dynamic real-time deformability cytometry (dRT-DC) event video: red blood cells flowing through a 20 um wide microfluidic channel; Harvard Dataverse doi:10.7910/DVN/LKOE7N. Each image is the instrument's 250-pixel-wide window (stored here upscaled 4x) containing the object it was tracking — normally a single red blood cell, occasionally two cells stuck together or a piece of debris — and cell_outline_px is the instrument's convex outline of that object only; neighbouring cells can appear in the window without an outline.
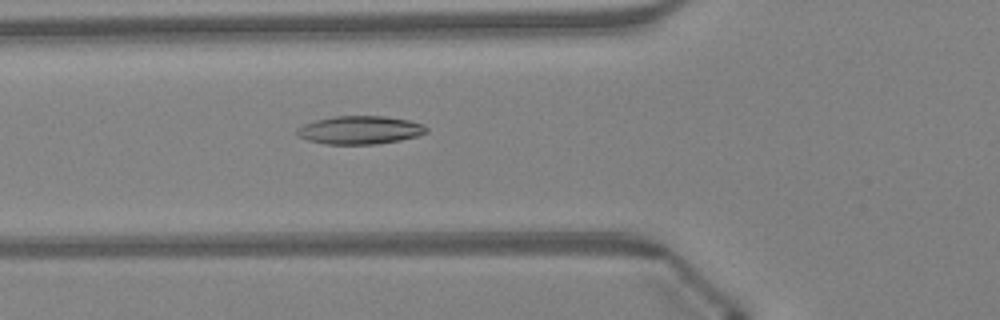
{"species": "Egyptian fruit bat (a non-hibernating species)", "species_latin": "Rousettus aegyptiacus", "temperature_condition": "warm", "stored_images_in_passage": 47, "camera_frame_rate_fps": 3000, "um_per_image_px": 0.085, "animal": {"sex": "female"}, "frame": {"image": 1, "passage_image": 17, "time_ms": 5.333, "image_size_px": [1000, 320], "cell_outline_px": [[428, 132], [416, 136], [400, 140], [376, 144], [328, 144], [308, 140], [300, 136], [296, 132], [296, 128], [304, 124], [316, 120], [336, 116], [384, 116], [408, 120], [424, 124], [428, 128]], "centroid_in_image_um": [30.62, 11.05], "position_along_channel_um": 95.2, "area_um2": 21.15}}
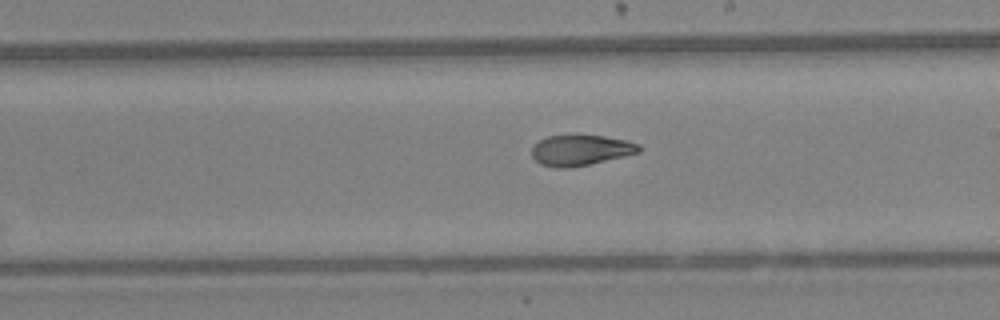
{"frame": {"image": 2, "passage_image": 27, "time_ms": 8.667, "image_size_px": [1000, 320], "cell_outline_px": [[640, 152], [624, 156], [588, 164], [568, 168], [556, 168], [540, 164], [532, 156], [532, 148], [540, 140], [548, 136], [604, 136], [624, 140], [640, 144]], "centroid_in_image_um": [49.35, 12.78], "position_along_channel_um": 239.7, "area_um2": 18.73}}
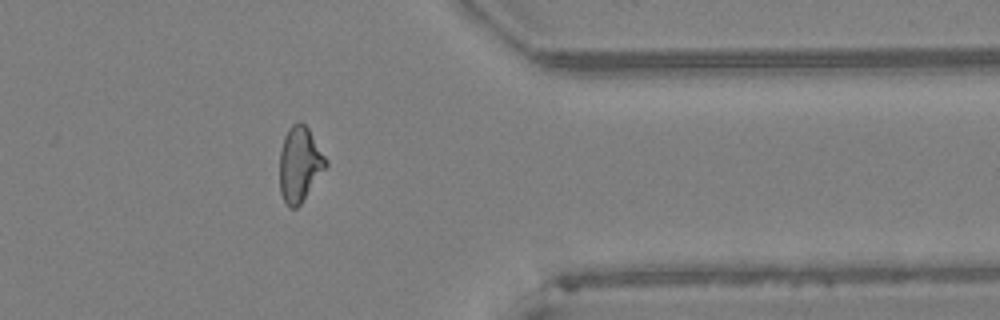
{"frame": {"image": 3, "passage_image": 38, "time_ms": 12.333, "image_size_px": [1000, 320], "cell_outline_px": [[328, 164], [300, 204], [296, 208], [288, 208], [280, 192], [280, 152], [284, 136], [288, 128], [292, 124], [300, 120], [308, 128], [328, 160]], "centroid_in_image_um": [25.47, 13.94], "position_along_channel_um": 385.9, "area_um2": 20.11}, "authors_computed_cell_mechanics": {"area_um2": 20.4034, "velocity_mm_per_s": 4.3497, "shape_relaxation_time_tau1_ms": null, "shape_relaxation_time_tau2_ms": 1.983, "deformation_change_tau1": null, "deformation_change_tau2": 0.088}}